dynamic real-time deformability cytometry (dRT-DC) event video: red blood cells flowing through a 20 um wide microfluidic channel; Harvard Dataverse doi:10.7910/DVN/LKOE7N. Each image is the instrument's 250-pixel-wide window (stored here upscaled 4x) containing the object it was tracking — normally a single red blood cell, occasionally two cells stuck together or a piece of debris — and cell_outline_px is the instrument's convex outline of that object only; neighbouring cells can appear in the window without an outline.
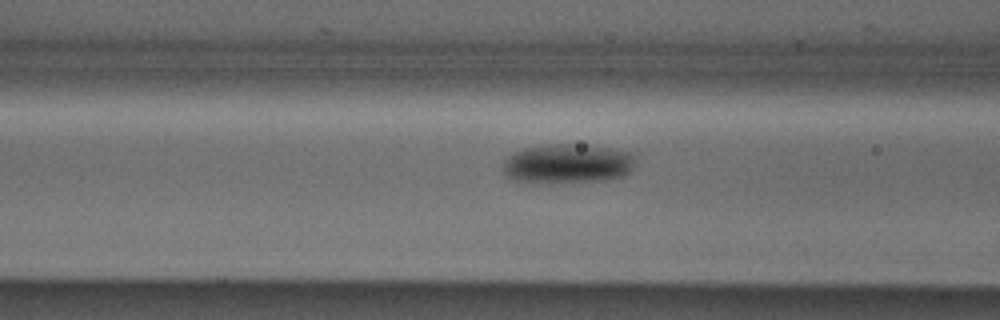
{"species": "Egyptian fruit bat (a non-hibernating species)", "species_latin": "Rousettus aegyptiacus", "temperature_condition": "cold", "stored_images_in_passage": 15, "camera_frame_rate_fps": 3000, "um_per_image_px": 0.085, "animal": {"sex": "male"}, "frame": {"image": 1, "passage_image": 13, "time_ms": 4.0, "image_size_px": [1000, 320], "cell_outline_px": [[636, 156], [632, 168], [624, 176], [608, 180], [532, 184], [512, 180], [500, 168], [504, 160], [512, 152], [524, 148], [548, 144], [572, 144], [608, 148], [632, 152]], "centroid_in_image_um": [48.18, 13.93], "position_along_channel_um": 118.4, "area_um2": 31.04}}